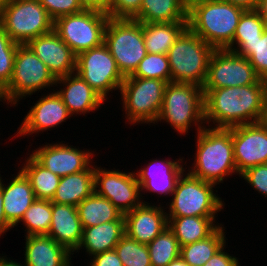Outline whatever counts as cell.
I'll list each match as a JSON object with an SVG mask.
<instances>
[{
  "label": "cell",
  "instance_id": "obj_52",
  "mask_svg": "<svg viewBox=\"0 0 267 266\" xmlns=\"http://www.w3.org/2000/svg\"><path fill=\"white\" fill-rule=\"evenodd\" d=\"M5 1L6 0H0V12H1V9L3 8L4 4H5Z\"/></svg>",
  "mask_w": 267,
  "mask_h": 266
},
{
  "label": "cell",
  "instance_id": "obj_13",
  "mask_svg": "<svg viewBox=\"0 0 267 266\" xmlns=\"http://www.w3.org/2000/svg\"><path fill=\"white\" fill-rule=\"evenodd\" d=\"M94 189L98 195L108 199L123 214L145 203L133 170L125 172L119 169H106L95 164Z\"/></svg>",
  "mask_w": 267,
  "mask_h": 266
},
{
  "label": "cell",
  "instance_id": "obj_44",
  "mask_svg": "<svg viewBox=\"0 0 267 266\" xmlns=\"http://www.w3.org/2000/svg\"><path fill=\"white\" fill-rule=\"evenodd\" d=\"M88 266H124L114 249L89 257Z\"/></svg>",
  "mask_w": 267,
  "mask_h": 266
},
{
  "label": "cell",
  "instance_id": "obj_53",
  "mask_svg": "<svg viewBox=\"0 0 267 266\" xmlns=\"http://www.w3.org/2000/svg\"><path fill=\"white\" fill-rule=\"evenodd\" d=\"M1 102H3V104H4V100H3V98H2V93H1V91H0V103Z\"/></svg>",
  "mask_w": 267,
  "mask_h": 266
},
{
  "label": "cell",
  "instance_id": "obj_29",
  "mask_svg": "<svg viewBox=\"0 0 267 266\" xmlns=\"http://www.w3.org/2000/svg\"><path fill=\"white\" fill-rule=\"evenodd\" d=\"M29 152L31 151L28 149L26 155L28 153L29 156L24 158L23 166L19 163L17 169H20L30 181L36 199L52 201L61 178L39 164Z\"/></svg>",
  "mask_w": 267,
  "mask_h": 266
},
{
  "label": "cell",
  "instance_id": "obj_1",
  "mask_svg": "<svg viewBox=\"0 0 267 266\" xmlns=\"http://www.w3.org/2000/svg\"><path fill=\"white\" fill-rule=\"evenodd\" d=\"M203 93L208 127L230 128L265 120L267 81L264 79L246 86L203 89Z\"/></svg>",
  "mask_w": 267,
  "mask_h": 266
},
{
  "label": "cell",
  "instance_id": "obj_50",
  "mask_svg": "<svg viewBox=\"0 0 267 266\" xmlns=\"http://www.w3.org/2000/svg\"><path fill=\"white\" fill-rule=\"evenodd\" d=\"M208 0H180L181 6L189 12L195 5L204 3Z\"/></svg>",
  "mask_w": 267,
  "mask_h": 266
},
{
  "label": "cell",
  "instance_id": "obj_45",
  "mask_svg": "<svg viewBox=\"0 0 267 266\" xmlns=\"http://www.w3.org/2000/svg\"><path fill=\"white\" fill-rule=\"evenodd\" d=\"M110 0H79L84 10H93L108 15Z\"/></svg>",
  "mask_w": 267,
  "mask_h": 266
},
{
  "label": "cell",
  "instance_id": "obj_2",
  "mask_svg": "<svg viewBox=\"0 0 267 266\" xmlns=\"http://www.w3.org/2000/svg\"><path fill=\"white\" fill-rule=\"evenodd\" d=\"M194 136L196 138L195 156L192 158L194 163L187 166L185 160V170L189 174L216 186L219 185L218 189L220 183L223 184L229 176H239L234 160L232 127L205 126Z\"/></svg>",
  "mask_w": 267,
  "mask_h": 266
},
{
  "label": "cell",
  "instance_id": "obj_28",
  "mask_svg": "<svg viewBox=\"0 0 267 266\" xmlns=\"http://www.w3.org/2000/svg\"><path fill=\"white\" fill-rule=\"evenodd\" d=\"M188 28V21L170 23H143V36L147 53L165 54Z\"/></svg>",
  "mask_w": 267,
  "mask_h": 266
},
{
  "label": "cell",
  "instance_id": "obj_18",
  "mask_svg": "<svg viewBox=\"0 0 267 266\" xmlns=\"http://www.w3.org/2000/svg\"><path fill=\"white\" fill-rule=\"evenodd\" d=\"M184 157H179L178 159H150V163L141 169L134 170L137 181L141 187V196L144 201L145 197L143 196L149 192L157 194V197L168 198L172 195L175 185L179 177L185 171L186 164L184 162ZM173 160V161H172ZM160 195V196H159ZM162 195V196H161ZM164 196V197H163ZM144 197V198H143Z\"/></svg>",
  "mask_w": 267,
  "mask_h": 266
},
{
  "label": "cell",
  "instance_id": "obj_7",
  "mask_svg": "<svg viewBox=\"0 0 267 266\" xmlns=\"http://www.w3.org/2000/svg\"><path fill=\"white\" fill-rule=\"evenodd\" d=\"M166 86L167 83L163 80L131 75L125 77L119 89L125 123L133 127L142 123L143 125L153 123L155 126L162 108Z\"/></svg>",
  "mask_w": 267,
  "mask_h": 266
},
{
  "label": "cell",
  "instance_id": "obj_47",
  "mask_svg": "<svg viewBox=\"0 0 267 266\" xmlns=\"http://www.w3.org/2000/svg\"><path fill=\"white\" fill-rule=\"evenodd\" d=\"M225 2H230L235 6L241 7L244 10H254L258 0H222Z\"/></svg>",
  "mask_w": 267,
  "mask_h": 266
},
{
  "label": "cell",
  "instance_id": "obj_22",
  "mask_svg": "<svg viewBox=\"0 0 267 266\" xmlns=\"http://www.w3.org/2000/svg\"><path fill=\"white\" fill-rule=\"evenodd\" d=\"M16 171L18 173L11 174L9 183L8 179L4 183L5 179L1 177L0 173V188L2 189L5 216L14 228L21 221L25 211L36 200L28 178L20 169H16Z\"/></svg>",
  "mask_w": 267,
  "mask_h": 266
},
{
  "label": "cell",
  "instance_id": "obj_26",
  "mask_svg": "<svg viewBox=\"0 0 267 266\" xmlns=\"http://www.w3.org/2000/svg\"><path fill=\"white\" fill-rule=\"evenodd\" d=\"M95 162L86 170L61 177L56 193L51 202L77 205L94 191Z\"/></svg>",
  "mask_w": 267,
  "mask_h": 266
},
{
  "label": "cell",
  "instance_id": "obj_31",
  "mask_svg": "<svg viewBox=\"0 0 267 266\" xmlns=\"http://www.w3.org/2000/svg\"><path fill=\"white\" fill-rule=\"evenodd\" d=\"M77 210L83 228L115 221L123 215L108 199L95 191L77 205Z\"/></svg>",
  "mask_w": 267,
  "mask_h": 266
},
{
  "label": "cell",
  "instance_id": "obj_17",
  "mask_svg": "<svg viewBox=\"0 0 267 266\" xmlns=\"http://www.w3.org/2000/svg\"><path fill=\"white\" fill-rule=\"evenodd\" d=\"M234 160L240 176L246 169L267 164V122L232 127Z\"/></svg>",
  "mask_w": 267,
  "mask_h": 266
},
{
  "label": "cell",
  "instance_id": "obj_20",
  "mask_svg": "<svg viewBox=\"0 0 267 266\" xmlns=\"http://www.w3.org/2000/svg\"><path fill=\"white\" fill-rule=\"evenodd\" d=\"M141 206L124 214L125 234L141 244L148 245L168 227L166 206L144 201ZM163 205V206H162Z\"/></svg>",
  "mask_w": 267,
  "mask_h": 266
},
{
  "label": "cell",
  "instance_id": "obj_10",
  "mask_svg": "<svg viewBox=\"0 0 267 266\" xmlns=\"http://www.w3.org/2000/svg\"><path fill=\"white\" fill-rule=\"evenodd\" d=\"M0 25L14 42L26 44L52 31L54 21L39 0H6Z\"/></svg>",
  "mask_w": 267,
  "mask_h": 266
},
{
  "label": "cell",
  "instance_id": "obj_35",
  "mask_svg": "<svg viewBox=\"0 0 267 266\" xmlns=\"http://www.w3.org/2000/svg\"><path fill=\"white\" fill-rule=\"evenodd\" d=\"M147 246L151 266H167L180 256L181 246L168 227Z\"/></svg>",
  "mask_w": 267,
  "mask_h": 266
},
{
  "label": "cell",
  "instance_id": "obj_33",
  "mask_svg": "<svg viewBox=\"0 0 267 266\" xmlns=\"http://www.w3.org/2000/svg\"><path fill=\"white\" fill-rule=\"evenodd\" d=\"M52 218V202L36 199L25 211L20 224L24 226L25 237L31 235H47ZM22 223V224H21Z\"/></svg>",
  "mask_w": 267,
  "mask_h": 266
},
{
  "label": "cell",
  "instance_id": "obj_36",
  "mask_svg": "<svg viewBox=\"0 0 267 266\" xmlns=\"http://www.w3.org/2000/svg\"><path fill=\"white\" fill-rule=\"evenodd\" d=\"M131 76L158 79L166 83L171 82V71L167 55L147 53Z\"/></svg>",
  "mask_w": 267,
  "mask_h": 266
},
{
  "label": "cell",
  "instance_id": "obj_32",
  "mask_svg": "<svg viewBox=\"0 0 267 266\" xmlns=\"http://www.w3.org/2000/svg\"><path fill=\"white\" fill-rule=\"evenodd\" d=\"M224 224L210 236L197 242L181 246L180 256L189 266H203L228 240Z\"/></svg>",
  "mask_w": 267,
  "mask_h": 266
},
{
  "label": "cell",
  "instance_id": "obj_11",
  "mask_svg": "<svg viewBox=\"0 0 267 266\" xmlns=\"http://www.w3.org/2000/svg\"><path fill=\"white\" fill-rule=\"evenodd\" d=\"M108 21L107 14L84 10L56 19L53 30L77 56L104 43Z\"/></svg>",
  "mask_w": 267,
  "mask_h": 266
},
{
  "label": "cell",
  "instance_id": "obj_14",
  "mask_svg": "<svg viewBox=\"0 0 267 266\" xmlns=\"http://www.w3.org/2000/svg\"><path fill=\"white\" fill-rule=\"evenodd\" d=\"M260 79L247 58L227 49H215L202 89L246 86Z\"/></svg>",
  "mask_w": 267,
  "mask_h": 266
},
{
  "label": "cell",
  "instance_id": "obj_19",
  "mask_svg": "<svg viewBox=\"0 0 267 266\" xmlns=\"http://www.w3.org/2000/svg\"><path fill=\"white\" fill-rule=\"evenodd\" d=\"M26 45L56 79L75 72L76 55L54 30L31 39Z\"/></svg>",
  "mask_w": 267,
  "mask_h": 266
},
{
  "label": "cell",
  "instance_id": "obj_41",
  "mask_svg": "<svg viewBox=\"0 0 267 266\" xmlns=\"http://www.w3.org/2000/svg\"><path fill=\"white\" fill-rule=\"evenodd\" d=\"M253 190L261 197L267 198V164L250 167L240 174Z\"/></svg>",
  "mask_w": 267,
  "mask_h": 266
},
{
  "label": "cell",
  "instance_id": "obj_24",
  "mask_svg": "<svg viewBox=\"0 0 267 266\" xmlns=\"http://www.w3.org/2000/svg\"><path fill=\"white\" fill-rule=\"evenodd\" d=\"M82 232L77 207L52 202V218L47 235L73 254L78 249Z\"/></svg>",
  "mask_w": 267,
  "mask_h": 266
},
{
  "label": "cell",
  "instance_id": "obj_12",
  "mask_svg": "<svg viewBox=\"0 0 267 266\" xmlns=\"http://www.w3.org/2000/svg\"><path fill=\"white\" fill-rule=\"evenodd\" d=\"M75 72L106 101L111 97L110 92H119L125 79L104 43L78 54Z\"/></svg>",
  "mask_w": 267,
  "mask_h": 266
},
{
  "label": "cell",
  "instance_id": "obj_25",
  "mask_svg": "<svg viewBox=\"0 0 267 266\" xmlns=\"http://www.w3.org/2000/svg\"><path fill=\"white\" fill-rule=\"evenodd\" d=\"M125 235L124 214L115 221L104 222L102 224L83 228L82 238L78 249L72 254L84 249L85 255L90 257L112 250L119 240Z\"/></svg>",
  "mask_w": 267,
  "mask_h": 266
},
{
  "label": "cell",
  "instance_id": "obj_40",
  "mask_svg": "<svg viewBox=\"0 0 267 266\" xmlns=\"http://www.w3.org/2000/svg\"><path fill=\"white\" fill-rule=\"evenodd\" d=\"M53 21L56 19L84 11L79 0H39Z\"/></svg>",
  "mask_w": 267,
  "mask_h": 266
},
{
  "label": "cell",
  "instance_id": "obj_51",
  "mask_svg": "<svg viewBox=\"0 0 267 266\" xmlns=\"http://www.w3.org/2000/svg\"><path fill=\"white\" fill-rule=\"evenodd\" d=\"M167 266H189L182 258L179 256L175 260L171 261Z\"/></svg>",
  "mask_w": 267,
  "mask_h": 266
},
{
  "label": "cell",
  "instance_id": "obj_27",
  "mask_svg": "<svg viewBox=\"0 0 267 266\" xmlns=\"http://www.w3.org/2000/svg\"><path fill=\"white\" fill-rule=\"evenodd\" d=\"M168 228L174 233L180 246L191 244L210 236L222 223L216 217H167Z\"/></svg>",
  "mask_w": 267,
  "mask_h": 266
},
{
  "label": "cell",
  "instance_id": "obj_42",
  "mask_svg": "<svg viewBox=\"0 0 267 266\" xmlns=\"http://www.w3.org/2000/svg\"><path fill=\"white\" fill-rule=\"evenodd\" d=\"M143 0H110L109 18L132 19L141 9Z\"/></svg>",
  "mask_w": 267,
  "mask_h": 266
},
{
  "label": "cell",
  "instance_id": "obj_3",
  "mask_svg": "<svg viewBox=\"0 0 267 266\" xmlns=\"http://www.w3.org/2000/svg\"><path fill=\"white\" fill-rule=\"evenodd\" d=\"M245 11L230 2L208 0L187 12L188 28L214 49H227Z\"/></svg>",
  "mask_w": 267,
  "mask_h": 266
},
{
  "label": "cell",
  "instance_id": "obj_39",
  "mask_svg": "<svg viewBox=\"0 0 267 266\" xmlns=\"http://www.w3.org/2000/svg\"><path fill=\"white\" fill-rule=\"evenodd\" d=\"M265 29L260 16L254 10H246L241 15L232 42H254Z\"/></svg>",
  "mask_w": 267,
  "mask_h": 266
},
{
  "label": "cell",
  "instance_id": "obj_54",
  "mask_svg": "<svg viewBox=\"0 0 267 266\" xmlns=\"http://www.w3.org/2000/svg\"><path fill=\"white\" fill-rule=\"evenodd\" d=\"M265 121L267 122V102H266V117H265Z\"/></svg>",
  "mask_w": 267,
  "mask_h": 266
},
{
  "label": "cell",
  "instance_id": "obj_15",
  "mask_svg": "<svg viewBox=\"0 0 267 266\" xmlns=\"http://www.w3.org/2000/svg\"><path fill=\"white\" fill-rule=\"evenodd\" d=\"M64 141L45 143L36 147L30 155L47 170L60 178L69 174L86 170L93 162L96 150L85 148L81 150L76 146L65 144Z\"/></svg>",
  "mask_w": 267,
  "mask_h": 266
},
{
  "label": "cell",
  "instance_id": "obj_48",
  "mask_svg": "<svg viewBox=\"0 0 267 266\" xmlns=\"http://www.w3.org/2000/svg\"><path fill=\"white\" fill-rule=\"evenodd\" d=\"M254 11L260 16L267 28V0H258Z\"/></svg>",
  "mask_w": 267,
  "mask_h": 266
},
{
  "label": "cell",
  "instance_id": "obj_34",
  "mask_svg": "<svg viewBox=\"0 0 267 266\" xmlns=\"http://www.w3.org/2000/svg\"><path fill=\"white\" fill-rule=\"evenodd\" d=\"M227 50L247 58L257 75L267 81V28L254 42H232Z\"/></svg>",
  "mask_w": 267,
  "mask_h": 266
},
{
  "label": "cell",
  "instance_id": "obj_8",
  "mask_svg": "<svg viewBox=\"0 0 267 266\" xmlns=\"http://www.w3.org/2000/svg\"><path fill=\"white\" fill-rule=\"evenodd\" d=\"M214 48L187 28L167 54L171 82L193 83L203 86Z\"/></svg>",
  "mask_w": 267,
  "mask_h": 266
},
{
  "label": "cell",
  "instance_id": "obj_6",
  "mask_svg": "<svg viewBox=\"0 0 267 266\" xmlns=\"http://www.w3.org/2000/svg\"><path fill=\"white\" fill-rule=\"evenodd\" d=\"M55 84L56 78L36 54L26 44H18L13 75L9 84L1 91L2 98L7 107H18L20 101L26 97L31 98L44 89L54 90Z\"/></svg>",
  "mask_w": 267,
  "mask_h": 266
},
{
  "label": "cell",
  "instance_id": "obj_38",
  "mask_svg": "<svg viewBox=\"0 0 267 266\" xmlns=\"http://www.w3.org/2000/svg\"><path fill=\"white\" fill-rule=\"evenodd\" d=\"M17 48L18 43L14 42L0 25V91L12 78Z\"/></svg>",
  "mask_w": 267,
  "mask_h": 266
},
{
  "label": "cell",
  "instance_id": "obj_37",
  "mask_svg": "<svg viewBox=\"0 0 267 266\" xmlns=\"http://www.w3.org/2000/svg\"><path fill=\"white\" fill-rule=\"evenodd\" d=\"M114 250L124 266H151L148 246L129 238L126 234Z\"/></svg>",
  "mask_w": 267,
  "mask_h": 266
},
{
  "label": "cell",
  "instance_id": "obj_49",
  "mask_svg": "<svg viewBox=\"0 0 267 266\" xmlns=\"http://www.w3.org/2000/svg\"><path fill=\"white\" fill-rule=\"evenodd\" d=\"M3 255V256H2ZM0 254V266H24V263H20L17 261H14V259L11 257L6 256V254ZM13 259V260H12Z\"/></svg>",
  "mask_w": 267,
  "mask_h": 266
},
{
  "label": "cell",
  "instance_id": "obj_46",
  "mask_svg": "<svg viewBox=\"0 0 267 266\" xmlns=\"http://www.w3.org/2000/svg\"><path fill=\"white\" fill-rule=\"evenodd\" d=\"M13 228L5 216L2 189L0 188V237H3L4 234L6 235V232L13 230Z\"/></svg>",
  "mask_w": 267,
  "mask_h": 266
},
{
  "label": "cell",
  "instance_id": "obj_21",
  "mask_svg": "<svg viewBox=\"0 0 267 266\" xmlns=\"http://www.w3.org/2000/svg\"><path fill=\"white\" fill-rule=\"evenodd\" d=\"M55 87L59 89L55 90L74 118L76 115L85 117L86 113H94L107 102L76 72L57 78Z\"/></svg>",
  "mask_w": 267,
  "mask_h": 266
},
{
  "label": "cell",
  "instance_id": "obj_16",
  "mask_svg": "<svg viewBox=\"0 0 267 266\" xmlns=\"http://www.w3.org/2000/svg\"><path fill=\"white\" fill-rule=\"evenodd\" d=\"M29 109L13 137L21 138L23 136L25 138L27 136L28 138L30 135V137H38L39 133L51 131L57 126L60 127V124L63 125L62 123L72 117L56 90L42 93L36 103Z\"/></svg>",
  "mask_w": 267,
  "mask_h": 266
},
{
  "label": "cell",
  "instance_id": "obj_30",
  "mask_svg": "<svg viewBox=\"0 0 267 266\" xmlns=\"http://www.w3.org/2000/svg\"><path fill=\"white\" fill-rule=\"evenodd\" d=\"M132 19L141 23L187 21V11L180 0H143L140 11Z\"/></svg>",
  "mask_w": 267,
  "mask_h": 266
},
{
  "label": "cell",
  "instance_id": "obj_4",
  "mask_svg": "<svg viewBox=\"0 0 267 266\" xmlns=\"http://www.w3.org/2000/svg\"><path fill=\"white\" fill-rule=\"evenodd\" d=\"M158 122L169 124L180 136L188 135L193 126L195 133L203 129L206 125L202 87L193 83L168 82Z\"/></svg>",
  "mask_w": 267,
  "mask_h": 266
},
{
  "label": "cell",
  "instance_id": "obj_5",
  "mask_svg": "<svg viewBox=\"0 0 267 266\" xmlns=\"http://www.w3.org/2000/svg\"><path fill=\"white\" fill-rule=\"evenodd\" d=\"M215 184L203 181L186 172L176 182L172 198L165 206L167 217L199 216L218 217L225 202L218 195Z\"/></svg>",
  "mask_w": 267,
  "mask_h": 266
},
{
  "label": "cell",
  "instance_id": "obj_43",
  "mask_svg": "<svg viewBox=\"0 0 267 266\" xmlns=\"http://www.w3.org/2000/svg\"><path fill=\"white\" fill-rule=\"evenodd\" d=\"M226 246H228V241L203 266H241L238 257L226 252L230 251L229 249L225 250Z\"/></svg>",
  "mask_w": 267,
  "mask_h": 266
},
{
  "label": "cell",
  "instance_id": "obj_23",
  "mask_svg": "<svg viewBox=\"0 0 267 266\" xmlns=\"http://www.w3.org/2000/svg\"><path fill=\"white\" fill-rule=\"evenodd\" d=\"M24 266H71L72 253L48 235L25 237Z\"/></svg>",
  "mask_w": 267,
  "mask_h": 266
},
{
  "label": "cell",
  "instance_id": "obj_9",
  "mask_svg": "<svg viewBox=\"0 0 267 266\" xmlns=\"http://www.w3.org/2000/svg\"><path fill=\"white\" fill-rule=\"evenodd\" d=\"M104 44L122 75H132L147 54L143 23L130 18H109Z\"/></svg>",
  "mask_w": 267,
  "mask_h": 266
}]
</instances>
